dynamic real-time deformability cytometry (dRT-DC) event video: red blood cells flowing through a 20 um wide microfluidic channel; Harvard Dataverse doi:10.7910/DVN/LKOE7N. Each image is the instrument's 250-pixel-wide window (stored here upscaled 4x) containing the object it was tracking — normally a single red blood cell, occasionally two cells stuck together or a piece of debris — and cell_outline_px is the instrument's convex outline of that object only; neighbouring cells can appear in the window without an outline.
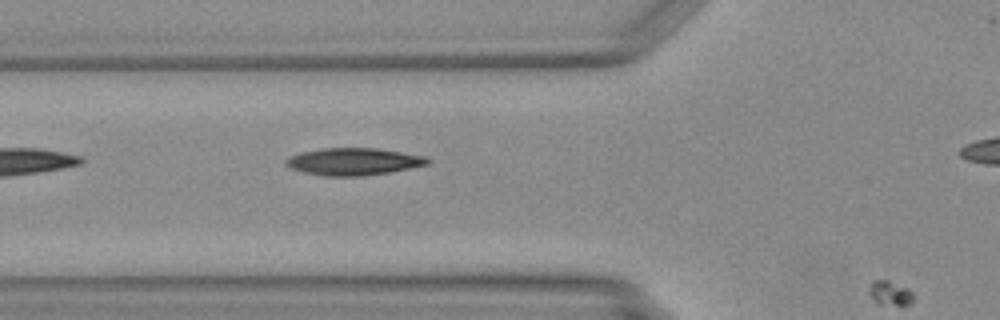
{"species": "Egyptian fruit bat (a non-hibernating species)", "species_latin": "Rousettus aegyptiacus", "temperature_condition": "warm", "stored_images_in_passage": 5, "camera_frame_rate_fps": 3000, "um_per_image_px": 0.085, "animal": {"sex": "female"}, "frame": {"image": 1, "passage_image": 4, "time_ms": 1.0, "image_size_px": [1000, 320], "cell_outline_px": [[432, 160], [428, 164], [388, 172], [360, 176], [324, 176], [304, 172], [292, 168], [284, 164], [284, 160], [288, 156], [300, 152], [324, 148], [380, 148], [428, 156]], "centroid_in_image_um": [30.06, 13.72], "position_along_channel_um": 95.7, "area_um2": 22.6}}